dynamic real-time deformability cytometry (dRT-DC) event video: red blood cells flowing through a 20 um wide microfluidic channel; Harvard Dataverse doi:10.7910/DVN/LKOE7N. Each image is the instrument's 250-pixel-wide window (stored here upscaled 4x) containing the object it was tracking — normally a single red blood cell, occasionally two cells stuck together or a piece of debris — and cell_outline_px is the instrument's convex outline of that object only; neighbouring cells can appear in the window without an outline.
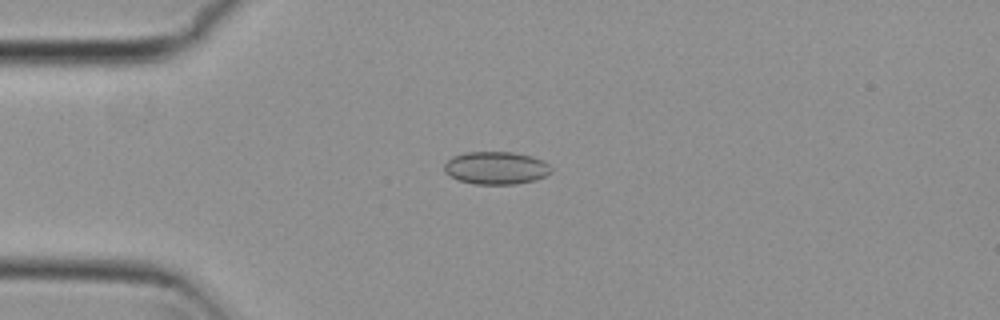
{"species": "common noctule bat (a hibernating species)", "species_latin": "Nyctalus noctula", "temperature_condition": "cold", "stored_images_in_passage": 5, "camera_frame_rate_fps": 3000, "um_per_image_px": 0.085, "animal": {"sex": "female", "body_mass_g": 29.2, "forearm_length_mm": 56.3}, "frame": {"image": 1, "passage_image": 3, "time_ms": 0.667, "image_size_px": [1000, 320], "cell_outline_px": [[552, 172], [536, 180], [516, 184], [476, 184], [460, 180], [444, 172], [444, 164], [452, 156], [464, 152], [512, 152], [532, 156], [544, 160], [552, 168]], "centroid_in_image_um": [42.19, 14.27], "position_along_channel_um": 42.8, "area_um2": 20.46}}